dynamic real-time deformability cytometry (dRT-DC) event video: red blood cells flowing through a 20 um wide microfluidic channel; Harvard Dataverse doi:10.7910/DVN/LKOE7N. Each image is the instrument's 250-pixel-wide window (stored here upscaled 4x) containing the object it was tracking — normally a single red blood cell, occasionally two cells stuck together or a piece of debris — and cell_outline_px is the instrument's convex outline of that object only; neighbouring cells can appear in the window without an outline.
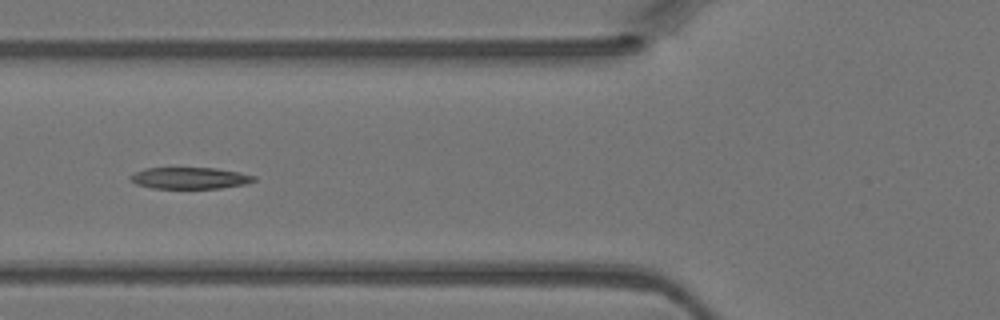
{"species": "Egyptian fruit bat (a non-hibernating species)", "species_latin": "Rousettus aegyptiacus", "temperature_condition": "warm", "stored_images_in_passage": 4, "camera_frame_rate_fps": 3000, "um_per_image_px": 0.085, "animal": {"sex": "female"}, "frame": {"image": 1, "passage_image": 4, "time_ms": 1.0, "image_size_px": [1000, 320], "cell_outline_px": [[256, 180], [244, 184], [220, 188], [152, 188], [136, 184], [128, 180], [128, 176], [132, 172], [144, 168], [216, 168], [240, 172], [256, 176]], "centroid_in_image_um": [16.07, 15.13], "position_along_channel_um": 109.7, "area_um2": 15.66}}